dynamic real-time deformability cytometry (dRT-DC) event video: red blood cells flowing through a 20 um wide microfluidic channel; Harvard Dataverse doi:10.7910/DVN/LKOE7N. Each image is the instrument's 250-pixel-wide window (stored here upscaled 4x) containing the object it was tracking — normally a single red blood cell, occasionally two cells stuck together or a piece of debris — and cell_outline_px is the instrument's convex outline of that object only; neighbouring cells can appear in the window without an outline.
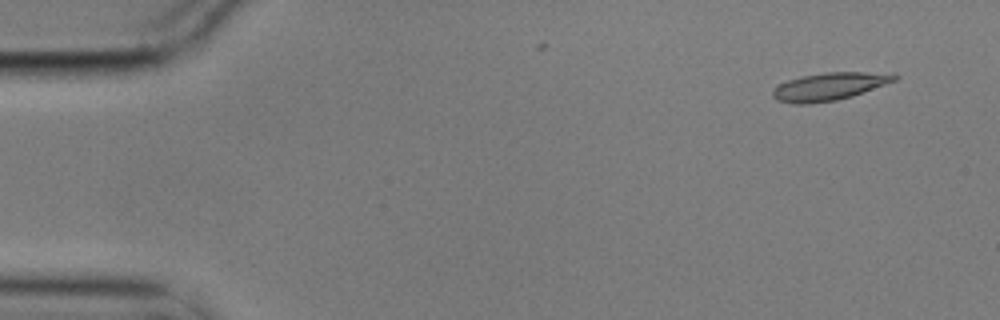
{"species": "common noctule bat (a hibernating species)", "species_latin": "Nyctalus noctula", "temperature_condition": "cold", "stored_images_in_passage": 3, "camera_frame_rate_fps": 3000, "um_per_image_px": 0.085, "animal": {"sex": "male", "body_mass_g": 17.9}, "frame": {"image": 1, "passage_image": 1, "time_ms": 0.0, "image_size_px": [1000, 320], "cell_outline_px": [[900, 76], [896, 80], [852, 96], [836, 100], [808, 104], [792, 104], [776, 100], [772, 96], [772, 92], [776, 84], [800, 76], [824, 72], [896, 72]], "centroid_in_image_um": [70.49, 7.33], "position_along_channel_um": 14.5, "area_um2": 20.0}}